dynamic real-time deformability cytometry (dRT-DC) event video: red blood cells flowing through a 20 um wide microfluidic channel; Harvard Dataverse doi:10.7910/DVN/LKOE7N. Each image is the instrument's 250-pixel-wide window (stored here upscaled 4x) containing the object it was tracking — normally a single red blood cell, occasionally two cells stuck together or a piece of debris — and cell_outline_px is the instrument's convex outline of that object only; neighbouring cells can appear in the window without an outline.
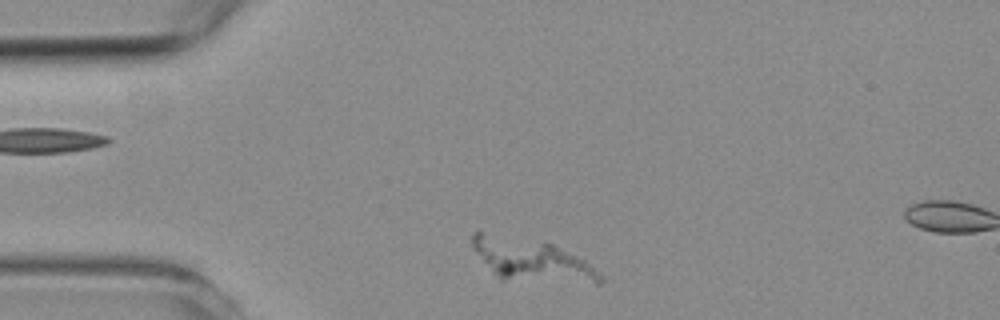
{"species": "common noctule bat (a hibernating species)", "species_latin": "Nyctalus noctula", "temperature_condition": "room temperature", "stored_images_in_passage": 5, "camera_frame_rate_fps": 3000, "um_per_image_px": 0.085, "animal": {"sex": "female", "body_mass_g": 19.3, "forearm_length_mm": 54.1}, "frame": {"image": 1, "passage_image": 2, "time_ms": 0.333, "image_size_px": [1000, 320], "cell_outline_px": [[604, 280], [600, 284], [596, 284], [500, 280], [472, 248], [472, 232], [480, 232], [552, 244], [584, 260], [604, 276]], "centroid_in_image_um": [45.23, 22.17], "position_along_channel_um": 39.8, "area_um2": 31.15}}